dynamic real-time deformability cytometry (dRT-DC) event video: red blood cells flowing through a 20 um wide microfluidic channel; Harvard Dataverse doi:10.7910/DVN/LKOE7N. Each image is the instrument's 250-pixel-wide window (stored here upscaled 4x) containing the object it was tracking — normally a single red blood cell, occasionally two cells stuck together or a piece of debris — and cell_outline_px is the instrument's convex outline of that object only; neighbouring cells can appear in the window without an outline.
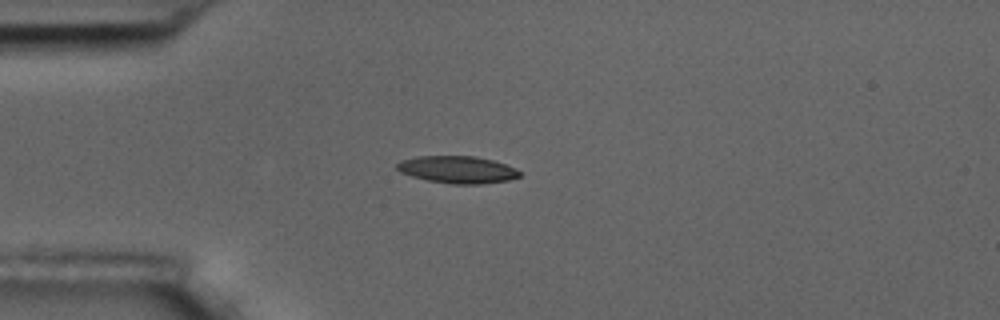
{"species": "common noctule bat (a hibernating species)", "species_latin": "Nyctalus noctula", "temperature_condition": "room temperature", "stored_images_in_passage": 5, "camera_frame_rate_fps": 3000, "um_per_image_px": 0.085, "animal": {"sex": "male", "body_mass_g": 17.5, "forearm_length_mm": 52.3}, "frame": {"image": 1, "passage_image": 1, "time_ms": 0.0, "image_size_px": [1000, 320], "cell_outline_px": [[520, 176], [508, 180], [480, 184], [452, 184], [428, 180], [412, 176], [400, 172], [396, 168], [396, 164], [400, 160], [416, 156], [476, 156], [492, 160], [516, 168], [520, 172]], "centroid_in_image_um": [38.86, 14.41], "position_along_channel_um": 46.1, "area_um2": 19.42}}
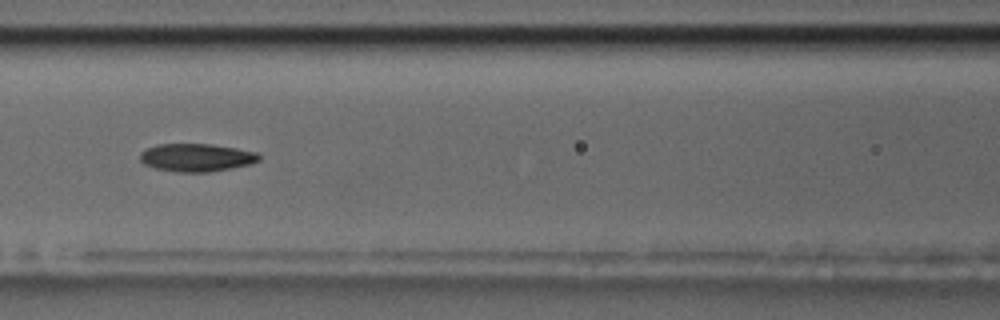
{"frame": {"image": 2, "passage_image": 4, "time_ms": 3.333, "image_size_px": [1000, 320], "cell_outline_px": [[260, 160], [248, 164], [208, 172], [180, 172], [156, 168], [144, 164], [140, 160], [140, 152], [156, 144], [212, 144], [236, 148], [256, 152], [260, 156]], "centroid_in_image_um": [16.67, 13.38], "position_along_channel_um": 149.9, "area_um2": 19.13}}
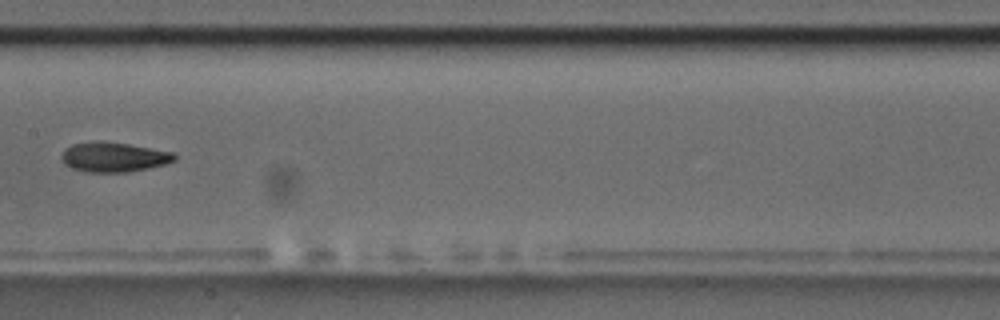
{"frame": {"image": 3, "passage_image": 5, "time_ms": 4.667, "image_size_px": [1000, 320], "cell_outline_px": [[176, 160], [164, 164], [148, 168], [128, 172], [88, 172], [72, 168], [64, 164], [60, 156], [64, 148], [72, 144], [96, 140], [104, 140], [176, 152]], "centroid_in_image_um": [9.65, 13.33], "position_along_channel_um": 197.7, "area_um2": 19.88}}